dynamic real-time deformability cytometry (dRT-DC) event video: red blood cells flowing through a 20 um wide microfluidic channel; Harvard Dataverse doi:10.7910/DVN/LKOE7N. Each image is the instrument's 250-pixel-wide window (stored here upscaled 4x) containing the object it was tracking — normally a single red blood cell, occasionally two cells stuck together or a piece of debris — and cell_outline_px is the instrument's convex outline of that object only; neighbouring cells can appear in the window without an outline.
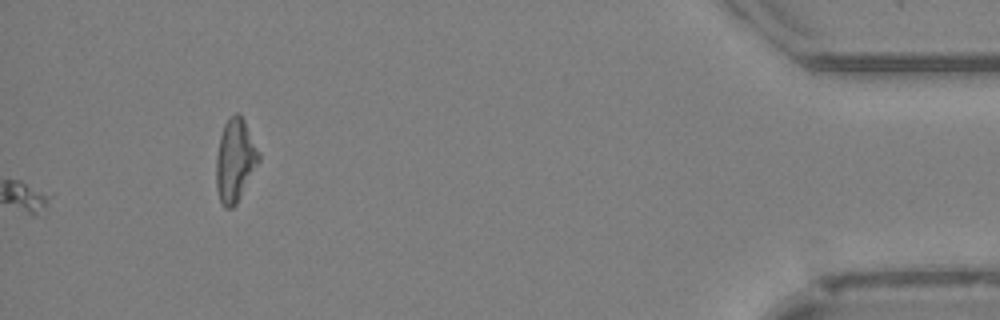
{"species": "Egyptian fruit bat (a non-hibernating species)", "species_latin": "Rousettus aegyptiacus", "temperature_condition": "cold", "stored_images_in_passage": 42, "segment_of_instrument_passage": [2, 2], "camera_frame_rate_fps": 3000, "um_per_image_px": 0.085, "animal": {"sex": "female"}, "frame": {"image": 1, "passage_image": 42, "time_ms": 13.667, "image_size_px": [1000, 320], "cell_outline_px": [[260, 160], [236, 204], [232, 208], [224, 208], [220, 200], [216, 188], [216, 156], [220, 136], [224, 124], [228, 116], [236, 112], [244, 120], [260, 152]], "centroid_in_image_um": [19.97, 13.61], "position_along_channel_um": 415.2, "area_um2": 20.58}}